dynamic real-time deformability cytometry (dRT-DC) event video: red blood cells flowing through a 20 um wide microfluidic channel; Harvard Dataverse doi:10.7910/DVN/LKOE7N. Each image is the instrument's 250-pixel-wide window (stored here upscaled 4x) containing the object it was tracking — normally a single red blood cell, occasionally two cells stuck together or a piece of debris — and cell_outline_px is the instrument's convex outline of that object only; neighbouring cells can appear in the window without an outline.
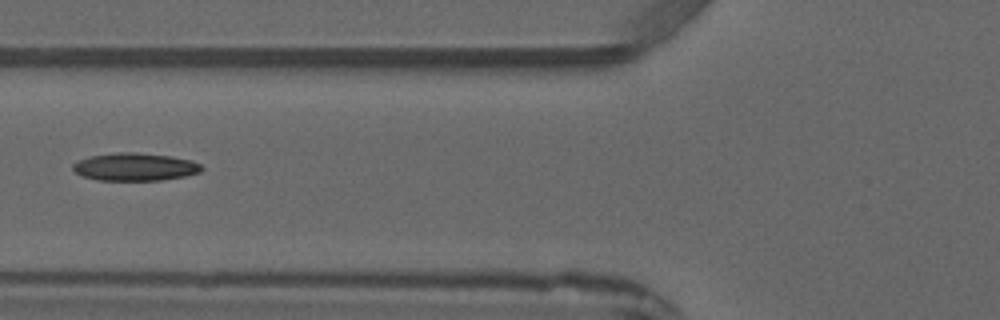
{"species": "common noctule bat (a hibernating species)", "species_latin": "Nyctalus noctula", "temperature_condition": "warm", "stored_images_in_passage": 2, "camera_frame_rate_fps": 3000, "um_per_image_px": 0.085, "animal": {"sex": "male", "forearm_length_mm": 52.5}, "frame": {"image": 1, "passage_image": 2, "time_ms": 1.0, "image_size_px": [1000, 320], "cell_outline_px": [[204, 168], [200, 172], [184, 176], [160, 180], [96, 180], [84, 176], [76, 172], [72, 168], [72, 164], [80, 160], [92, 156], [116, 152], [136, 152], [172, 156], [192, 160], [200, 164]], "centroid_in_image_um": [11.5, 14.18], "position_along_channel_um": 114.3, "area_um2": 20.75}}